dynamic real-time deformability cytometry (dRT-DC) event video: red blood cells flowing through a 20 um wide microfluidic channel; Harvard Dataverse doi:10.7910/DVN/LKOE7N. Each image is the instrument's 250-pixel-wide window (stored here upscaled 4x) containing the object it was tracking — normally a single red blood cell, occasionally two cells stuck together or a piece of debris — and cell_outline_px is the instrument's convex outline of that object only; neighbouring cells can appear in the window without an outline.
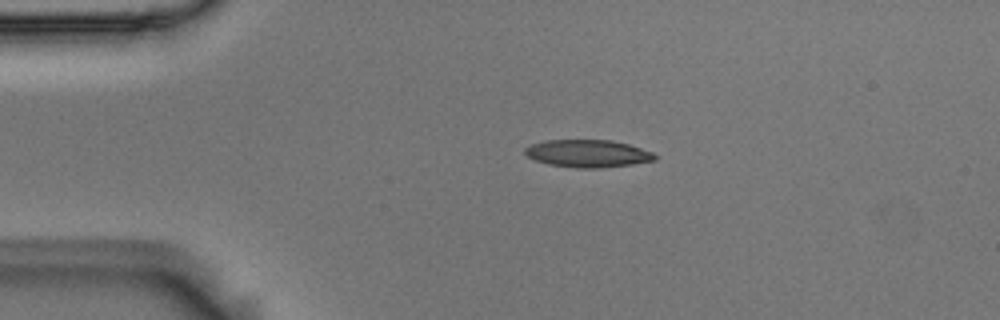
{"species": "Egyptian fruit bat (a non-hibernating species)", "species_latin": "Rousettus aegyptiacus", "temperature_condition": "room temperature", "stored_images_in_passage": 3, "segment_of_instrument_passage": [1, 2], "camera_frame_rate_fps": 3000, "um_per_image_px": 0.085, "animal": {"sex": "male"}, "frame": {"image": 1, "passage_image": 1, "time_ms": 0.0, "image_size_px": [1000, 320], "cell_outline_px": [[656, 160], [632, 164], [600, 168], [576, 168], [548, 164], [536, 160], [528, 156], [524, 152], [524, 148], [532, 144], [544, 140], [612, 140], [628, 144], [652, 152], [656, 156]], "centroid_in_image_um": [49.95, 13.05], "position_along_channel_um": 35.0, "area_um2": 20.75}}